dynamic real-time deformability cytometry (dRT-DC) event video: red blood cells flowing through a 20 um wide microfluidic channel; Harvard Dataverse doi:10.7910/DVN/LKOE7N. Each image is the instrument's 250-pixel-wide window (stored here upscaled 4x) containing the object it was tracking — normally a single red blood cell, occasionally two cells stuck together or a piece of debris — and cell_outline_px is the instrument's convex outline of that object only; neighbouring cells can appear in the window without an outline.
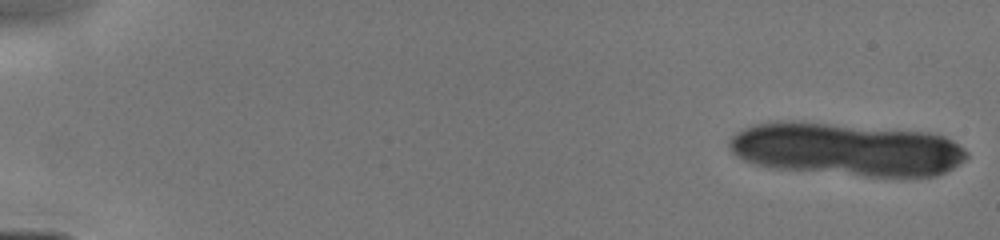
{"species": "human", "species_latin": "Homo sapiens", "temperature_condition": "cold", "stored_images_in_passage": 10, "camera_frame_rate_fps": 3000, "um_per_image_px": 0.085, "donor": {"sex": "male"}, "frame": {"image": 1, "passage_image": 1, "time_ms": 0.0, "image_size_px": [1000, 240], "cell_outline_px": [[968, 156], [964, 160], [952, 168], [936, 176], [864, 176], [768, 168], [752, 164], [736, 156], [728, 148], [728, 140], [736, 132], [744, 128], [756, 124], [828, 124], [932, 132], [944, 136], [952, 140], [964, 148], [968, 152]], "centroid_in_image_um": [71.98, 12.73], "position_along_channel_um": 13.0, "area_um2": 72.6}}
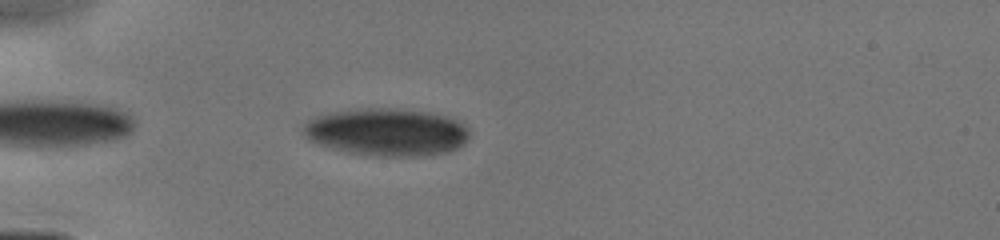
{"frame": {"image": 2, "passage_image": 7, "time_ms": 4.667, "image_size_px": [1000, 240], "cell_outline_px": [[468, 140], [464, 144], [448, 152], [416, 156], [380, 156], [348, 152], [332, 148], [308, 140], [304, 136], [300, 128], [308, 120], [316, 116], [332, 112], [360, 108], [400, 108], [432, 112], [448, 116], [460, 120], [468, 128]], "centroid_in_image_um": [32.89, 11.2], "position_along_channel_um": 52.1, "area_um2": 46.47}}
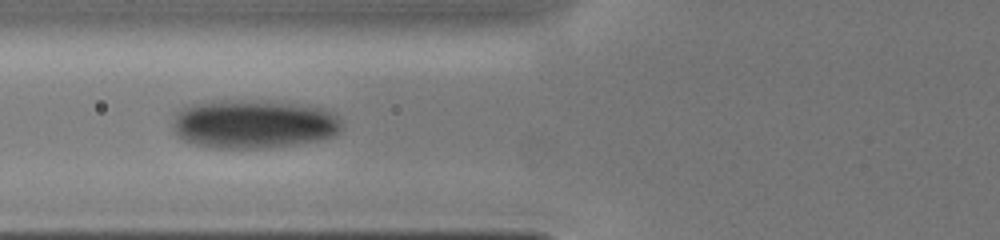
{"frame": {"image": 3, "passage_image": 9, "time_ms": 6.333, "image_size_px": [1000, 240], "cell_outline_px": [[340, 132], [332, 136], [320, 140], [272, 148], [208, 148], [184, 140], [176, 136], [172, 132], [172, 124], [176, 112], [180, 108], [188, 104], [204, 100], [256, 100], [292, 104], [324, 108], [340, 116]], "centroid_in_image_um": [21.48, 10.54], "position_along_channel_um": 104.3, "area_um2": 48.84}}